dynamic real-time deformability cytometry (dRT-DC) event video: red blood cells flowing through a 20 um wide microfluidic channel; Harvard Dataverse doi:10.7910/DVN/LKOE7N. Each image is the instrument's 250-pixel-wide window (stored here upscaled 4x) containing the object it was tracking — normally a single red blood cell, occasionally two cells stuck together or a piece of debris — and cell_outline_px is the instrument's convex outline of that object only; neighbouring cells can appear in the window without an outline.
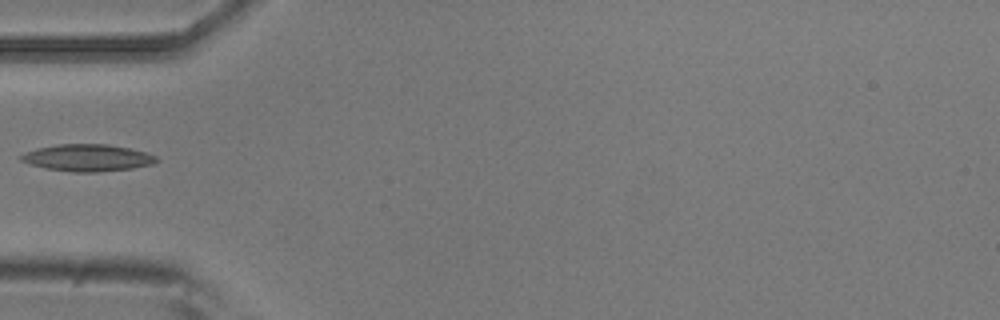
{"species": "common noctule bat (a hibernating species)", "species_latin": "Nyctalus noctula", "temperature_condition": "room temperature", "stored_images_in_passage": 5, "camera_frame_rate_fps": 3000, "um_per_image_px": 0.085, "animal": {"sex": "male", "body_mass_g": 20.5, "forearm_length_mm": 52.5}, "frame": {"image": 1, "passage_image": 4, "time_ms": 1.0, "image_size_px": [1000, 320], "cell_outline_px": [[160, 160], [152, 164], [132, 168], [96, 172], [72, 172], [44, 168], [20, 160], [16, 156], [24, 152], [36, 148], [56, 144], [108, 144], [128, 148], [144, 152], [156, 156]], "centroid_in_image_um": [7.38, 13.4], "position_along_channel_um": 77.6, "area_um2": 21.33}}
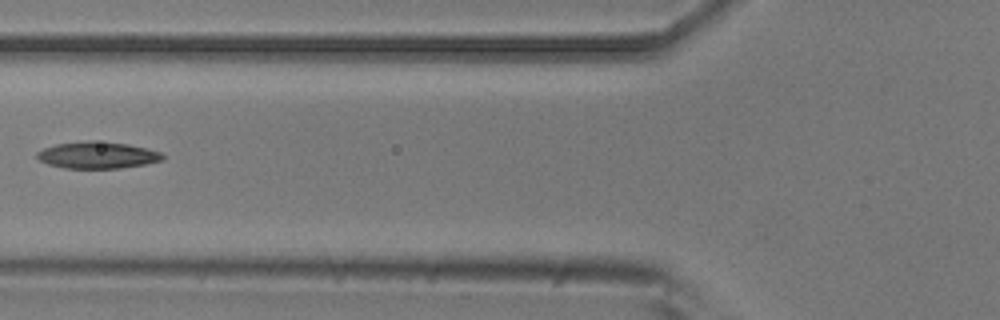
{"frame": {"image": 2, "passage_image": 5, "time_ms": 1.333, "image_size_px": [1000, 320], "cell_outline_px": [[164, 160], [144, 164], [120, 168], [64, 168], [48, 164], [40, 160], [36, 156], [36, 152], [44, 148], [56, 144], [88, 140], [92, 140], [128, 144], [160, 152], [164, 156]], "centroid_in_image_um": [8.26, 13.18], "position_along_channel_um": 117.5, "area_um2": 19.48}}